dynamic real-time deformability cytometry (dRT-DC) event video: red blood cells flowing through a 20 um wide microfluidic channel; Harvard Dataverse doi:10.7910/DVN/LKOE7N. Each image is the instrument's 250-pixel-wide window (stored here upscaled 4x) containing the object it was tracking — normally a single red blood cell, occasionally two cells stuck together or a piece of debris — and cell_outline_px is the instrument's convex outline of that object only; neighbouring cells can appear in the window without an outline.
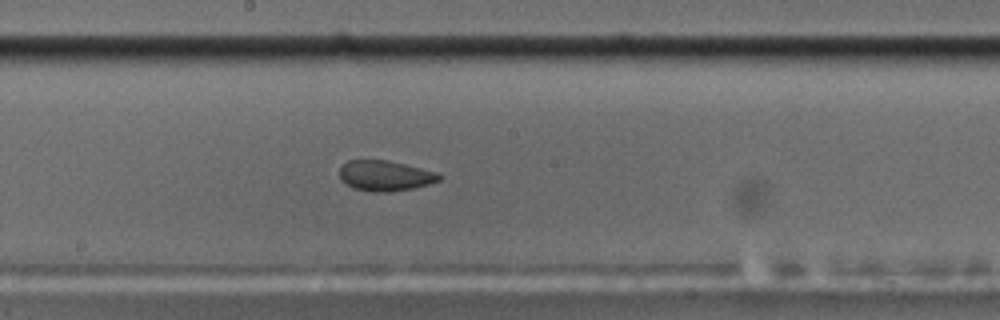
{"species": "common noctule bat (a hibernating species)", "species_latin": "Nyctalus noctula", "temperature_condition": "cold", "stored_images_in_passage": 57, "camera_frame_rate_fps": 3000, "um_per_image_px": 0.085, "animal": {"sex": "male", "body_mass_g": 17.5, "forearm_length_mm": 52.3}, "frame": {"image": 1, "passage_image": 31, "time_ms": 10.0, "image_size_px": [1000, 320], "cell_outline_px": [[440, 180], [428, 184], [412, 188], [388, 192], [376, 192], [356, 188], [340, 180], [340, 168], [348, 160], [388, 160], [440, 172]], "centroid_in_image_um": [32.76, 14.92], "position_along_channel_um": 215.4, "area_um2": 17.51}}
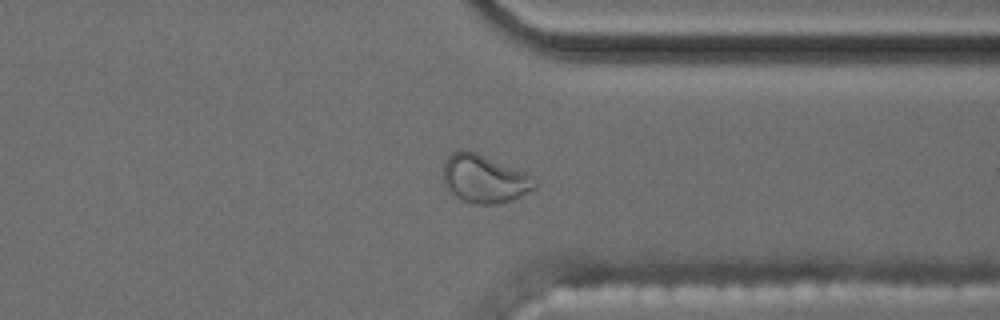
{"frame": {"image": 2, "passage_image": 44, "time_ms": 14.333, "image_size_px": [1000, 320], "cell_outline_px": [[536, 188], [512, 200], [496, 204], [472, 204], [448, 192], [444, 184], [444, 164], [448, 156], [456, 148], [464, 148], [476, 152], [528, 172], [532, 176], [536, 184]], "centroid_in_image_um": [41.16, 15.17], "position_along_channel_um": 370.2, "area_um2": 26.07}}
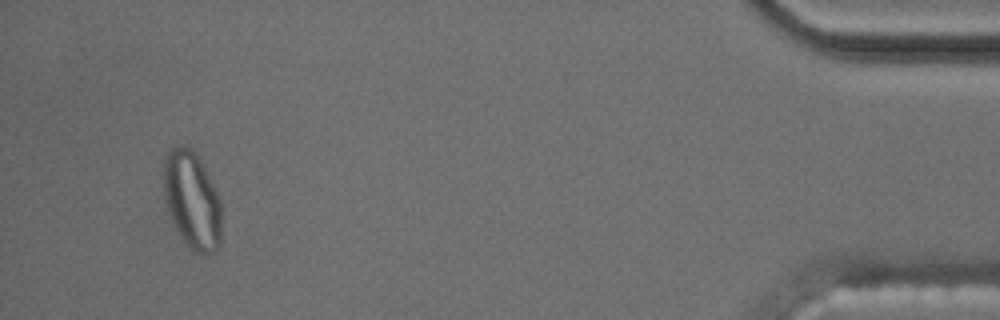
{"frame": {"image": 3, "passage_image": 54, "time_ms": 17.667, "image_size_px": [1000, 320], "cell_outline_px": [[220, 244], [216, 252], [196, 252], [184, 240], [176, 228], [172, 220], [164, 196], [164, 156], [172, 148], [180, 144], [184, 144], [192, 148], [204, 168], [220, 200]], "centroid_in_image_um": [16.31, 16.97], "position_along_channel_um": 418.9, "area_um2": 32.14}, "authors_computed_cell_mechanics": {"area_um2": 18.3804, "velocity_mm_per_s": 3.5879, "shape_relaxation_time_tau1_ms": 7.2788, "shape_relaxation_time_tau2_ms": 1.0791, "deformation_change_tau1": 0.165, "deformation_change_tau2": 0.071}}